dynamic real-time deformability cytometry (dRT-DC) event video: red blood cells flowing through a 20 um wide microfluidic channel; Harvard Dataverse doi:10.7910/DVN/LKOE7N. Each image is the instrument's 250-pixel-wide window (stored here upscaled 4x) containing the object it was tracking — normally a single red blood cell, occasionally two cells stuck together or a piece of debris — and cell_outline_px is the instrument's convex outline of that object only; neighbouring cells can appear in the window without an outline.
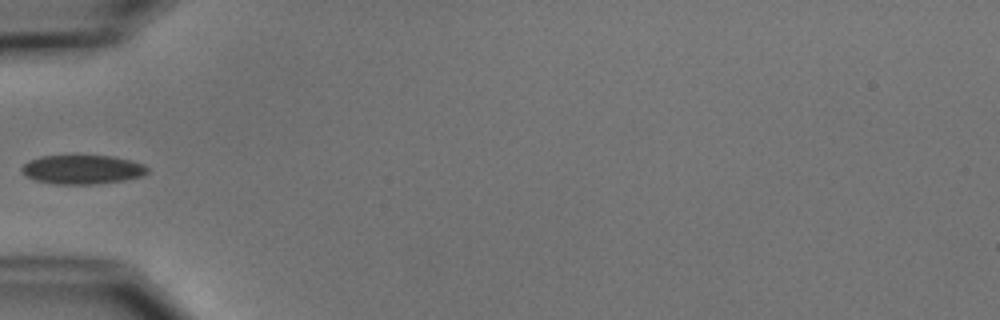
{"species": "common noctule bat (a hibernating species)", "species_latin": "Nyctalus noctula", "temperature_condition": "cold", "stored_images_in_passage": 6, "camera_frame_rate_fps": 3000, "um_per_image_px": 0.085, "animal": {"sex": "male", "body_mass_g": 15.6}, "frame": {"image": 1, "passage_image": 5, "time_ms": 5.667, "image_size_px": [1000, 320], "cell_outline_px": [[148, 172], [144, 176], [124, 180], [96, 184], [56, 184], [36, 180], [24, 176], [20, 172], [20, 168], [28, 160], [40, 156], [112, 156], [144, 164], [148, 168]], "centroid_in_image_um": [6.97, 14.41], "position_along_channel_um": 78.0, "area_um2": 21.39}}